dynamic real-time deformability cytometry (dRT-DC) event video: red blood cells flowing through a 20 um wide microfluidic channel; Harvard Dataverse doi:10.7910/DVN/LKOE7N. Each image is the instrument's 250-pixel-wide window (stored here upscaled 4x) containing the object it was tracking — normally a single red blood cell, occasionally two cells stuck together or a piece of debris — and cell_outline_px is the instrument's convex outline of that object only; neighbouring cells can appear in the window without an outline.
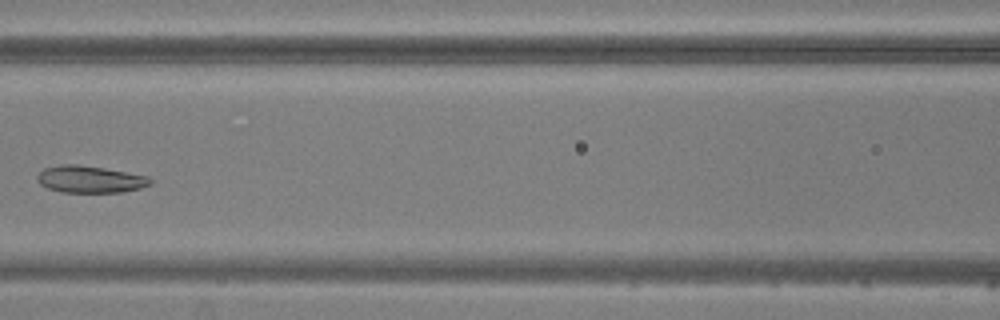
{"species": "common noctule bat (a hibernating species)", "species_latin": "Nyctalus noctula", "temperature_condition": "warm", "stored_images_in_passage": 6, "camera_frame_rate_fps": 3000, "um_per_image_px": 0.085, "animal": {"sex": "male", "body_mass_g": 20.5, "forearm_length_mm": 52.5}, "frame": {"image": 1, "passage_image": 6, "time_ms": 6.0, "image_size_px": [1000, 320], "cell_outline_px": [[152, 184], [140, 188], [120, 192], [60, 192], [48, 188], [40, 184], [36, 180], [36, 176], [44, 168], [60, 164], [76, 164], [104, 168], [148, 176], [152, 180]], "centroid_in_image_um": [7.63, 15.24], "position_along_channel_um": 159.0, "area_um2": 17.8}}